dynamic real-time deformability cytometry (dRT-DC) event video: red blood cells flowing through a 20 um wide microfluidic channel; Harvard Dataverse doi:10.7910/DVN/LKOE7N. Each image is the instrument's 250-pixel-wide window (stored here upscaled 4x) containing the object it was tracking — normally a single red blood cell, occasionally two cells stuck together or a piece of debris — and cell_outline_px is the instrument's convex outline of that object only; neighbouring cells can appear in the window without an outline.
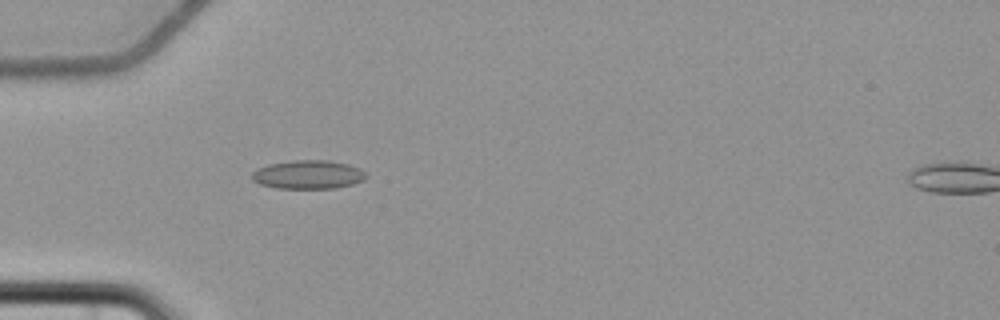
{"species": "common noctule bat (a hibernating species)", "species_latin": "Nyctalus noctula", "temperature_condition": "cold", "stored_images_in_passage": 2, "camera_frame_rate_fps": 3000, "um_per_image_px": 0.085, "animal": {"sex": "female", "body_mass_g": 22.7, "forearm_length_mm": 54.2}, "frame": {"image": 1, "passage_image": 1, "time_ms": 0.0, "image_size_px": [1000, 320], "cell_outline_px": [[368, 176], [364, 180], [352, 184], [336, 188], [276, 188], [260, 184], [252, 180], [252, 172], [268, 164], [292, 160], [328, 160], [348, 164], [360, 168]], "centroid_in_image_um": [26.21, 14.84], "position_along_channel_um": 58.8, "area_um2": 19.07}}